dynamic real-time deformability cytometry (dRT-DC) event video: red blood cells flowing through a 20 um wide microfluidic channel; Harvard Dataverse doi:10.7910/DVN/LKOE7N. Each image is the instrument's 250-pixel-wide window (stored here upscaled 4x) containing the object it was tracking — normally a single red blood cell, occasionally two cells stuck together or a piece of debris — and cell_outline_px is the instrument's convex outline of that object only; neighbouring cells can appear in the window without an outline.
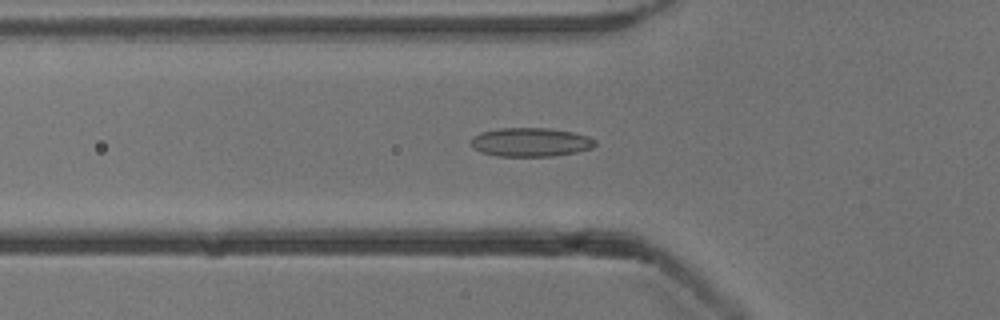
{"species": "common noctule bat (a hibernating species)", "species_latin": "Nyctalus noctula", "temperature_condition": "cold", "stored_images_in_passage": 49, "camera_frame_rate_fps": 3000, "um_per_image_px": 0.085, "animal": {"sex": "male", "body_mass_g": 13.3}, "frame": {"image": 1, "passage_image": 19, "time_ms": 6.0, "image_size_px": [1000, 320], "cell_outline_px": [[596, 144], [592, 148], [576, 152], [552, 156], [496, 156], [480, 152], [472, 148], [468, 140], [472, 136], [480, 132], [500, 128], [548, 128], [572, 132], [588, 136], [596, 140]], "centroid_in_image_um": [45.04, 12.08], "position_along_channel_um": 80.8, "area_um2": 21.1}}
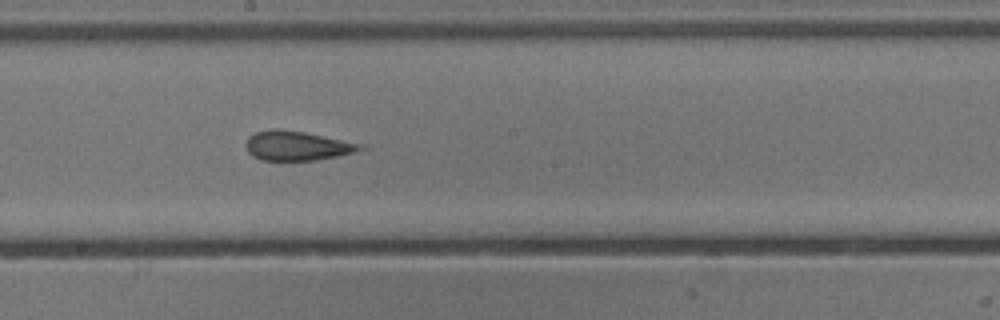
{"frame": {"image": 2, "passage_image": 30, "time_ms": 9.667, "image_size_px": [1000, 320], "cell_outline_px": [[368, 148], [336, 156], [316, 160], [260, 160], [252, 156], [248, 152], [248, 136], [256, 132], [304, 132], [364, 144]], "centroid_in_image_um": [25.33, 12.43], "position_along_channel_um": 222.9, "area_um2": 18.73}}
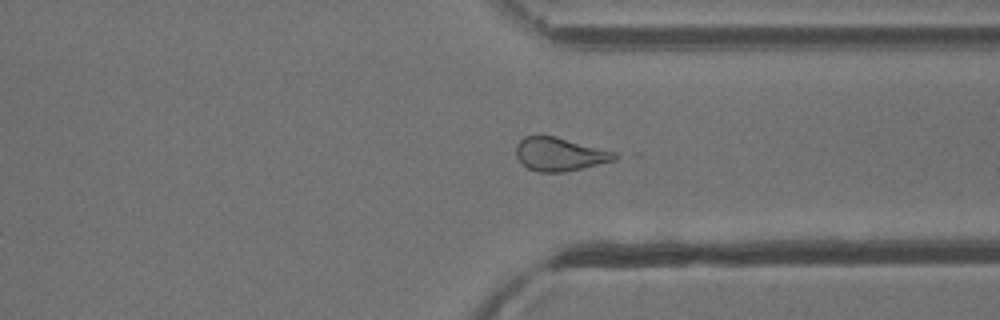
{"frame": {"image": 3, "passage_image": 41, "time_ms": 13.333, "image_size_px": [1000, 320], "cell_outline_px": [[624, 156], [616, 160], [564, 172], [540, 172], [528, 168], [516, 156], [516, 144], [524, 136], [556, 136], [616, 152]], "centroid_in_image_um": [47.63, 13.1], "position_along_channel_um": 363.8, "area_um2": 19.25}}